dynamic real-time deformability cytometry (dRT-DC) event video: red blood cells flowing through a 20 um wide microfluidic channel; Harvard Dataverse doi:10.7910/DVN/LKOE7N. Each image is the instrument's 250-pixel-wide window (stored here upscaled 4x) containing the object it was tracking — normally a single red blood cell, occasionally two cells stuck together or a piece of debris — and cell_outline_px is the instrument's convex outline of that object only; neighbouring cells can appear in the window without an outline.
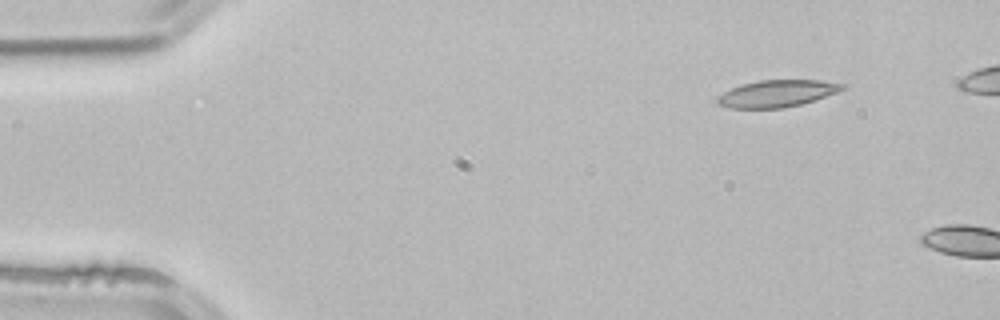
{"species": "common noctule bat (a hibernating species)", "species_latin": "Nyctalus noctula", "temperature_condition": "room temperature", "stored_images_in_passage": 4, "camera_frame_rate_fps": 3000, "um_per_image_px": 0.085, "animal": {"sex": "male", "body_mass_g": 21.5, "forearm_length_mm": 52.0}, "frame": {"image": 1, "passage_image": 1, "time_ms": 0.0, "image_size_px": [1000, 320], "cell_outline_px": [[848, 84], [844, 88], [836, 92], [800, 104], [784, 108], [732, 108], [720, 104], [716, 100], [724, 92], [732, 88], [744, 84], [760, 80], [820, 80]], "centroid_in_image_um": [66.08, 7.94], "position_along_channel_um": 18.9, "area_um2": 19.19}}